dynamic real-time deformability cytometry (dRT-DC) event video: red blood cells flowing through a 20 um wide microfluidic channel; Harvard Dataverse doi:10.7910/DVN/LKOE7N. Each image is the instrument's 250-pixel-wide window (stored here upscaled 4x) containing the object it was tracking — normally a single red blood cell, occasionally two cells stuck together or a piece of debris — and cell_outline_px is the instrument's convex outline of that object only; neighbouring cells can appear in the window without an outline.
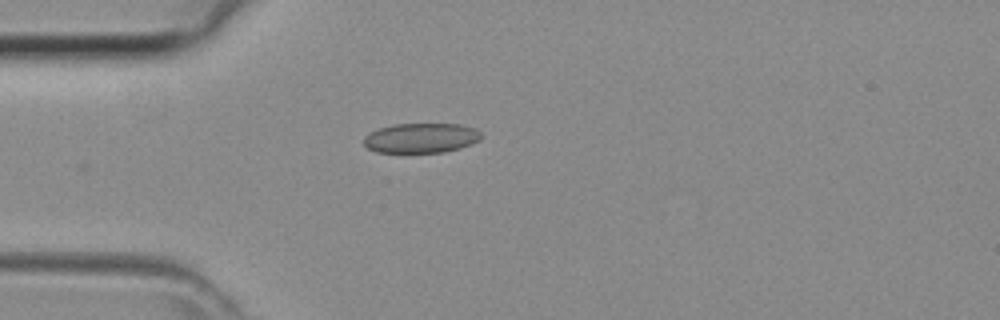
{"species": "common noctule bat (a hibernating species)", "species_latin": "Nyctalus noctula", "temperature_condition": "room temperature", "stored_images_in_passage": 31, "camera_frame_rate_fps": 3000, "um_per_image_px": 0.085, "animal": {"sex": "female", "body_mass_g": 29.2, "forearm_length_mm": 56.3}, "frame": {"image": 1, "passage_image": 1, "time_ms": 0.0, "image_size_px": [1000, 320], "cell_outline_px": [[484, 136], [480, 140], [472, 144], [460, 148], [444, 152], [376, 152], [368, 148], [364, 144], [364, 136], [380, 128], [396, 124], [460, 124], [476, 128]], "centroid_in_image_um": [35.85, 11.73], "position_along_channel_um": 49.1, "area_um2": 20.4}}
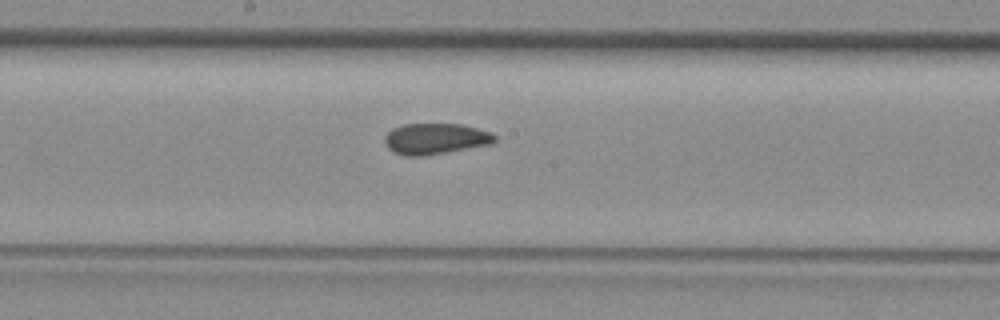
{"frame": {"image": 2, "passage_image": 12, "time_ms": 3.667, "image_size_px": [1000, 320], "cell_outline_px": [[496, 140], [488, 144], [444, 152], [420, 156], [408, 156], [396, 152], [388, 148], [384, 140], [384, 136], [392, 128], [404, 124], [460, 124], [492, 132], [496, 136]], "centroid_in_image_um": [36.98, 11.77], "position_along_channel_um": 211.2, "area_um2": 19.48}}
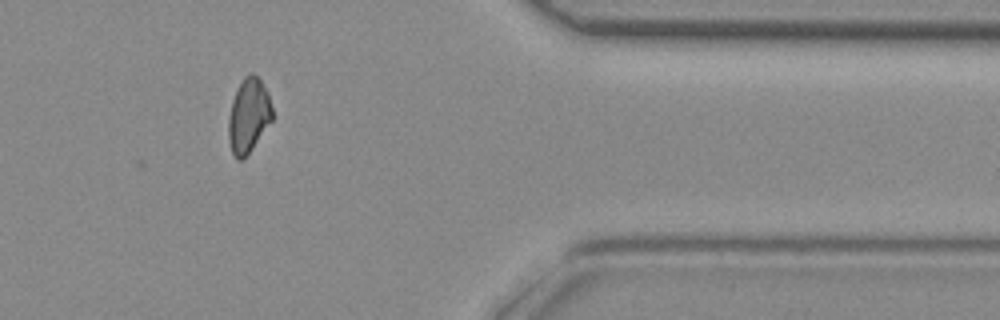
{"frame": {"image": 3, "passage_image": 25, "time_ms": 8.0, "image_size_px": [1000, 320], "cell_outline_px": [[272, 120], [252, 148], [240, 160], [232, 152], [228, 140], [228, 120], [232, 100], [244, 76], [252, 72], [260, 80], [268, 92], [272, 108]], "centroid_in_image_um": [21.12, 9.8], "position_along_channel_um": 390.3, "area_um2": 18.61}}